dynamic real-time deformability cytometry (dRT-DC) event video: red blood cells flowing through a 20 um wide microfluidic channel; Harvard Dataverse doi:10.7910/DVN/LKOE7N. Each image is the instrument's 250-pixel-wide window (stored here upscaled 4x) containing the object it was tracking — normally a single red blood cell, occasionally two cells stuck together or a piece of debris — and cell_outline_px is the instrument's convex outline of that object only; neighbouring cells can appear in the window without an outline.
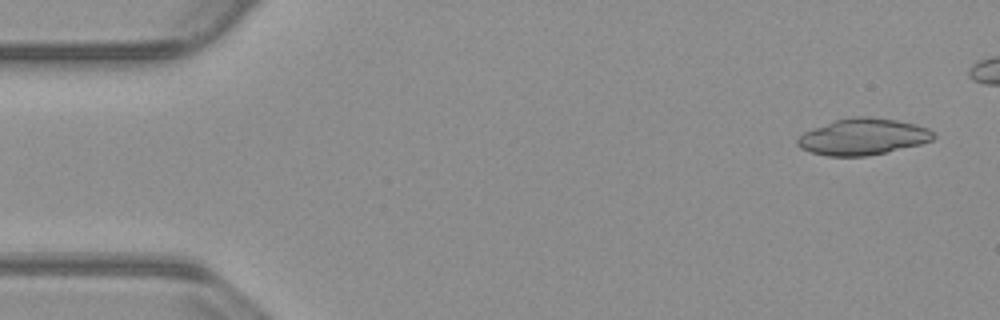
{"species": "common noctule bat (a hibernating species)", "species_latin": "Nyctalus noctula", "temperature_condition": "warm", "stored_images_in_passage": 47, "camera_frame_rate_fps": 3000, "um_per_image_px": 0.085, "animal": {"sex": "male", "body_mass_g": 23.1, "forearm_length_mm": 52.7}, "frame": {"image": 1, "passage_image": 3, "time_ms": 0.667, "image_size_px": [1000, 320], "cell_outline_px": [[936, 136], [932, 140], [920, 144], [884, 152], [864, 156], [828, 156], [812, 152], [800, 148], [796, 144], [796, 140], [804, 132], [836, 120], [852, 116], [868, 116], [896, 120], [928, 128]], "centroid_in_image_um": [73.33, 11.62], "position_along_channel_um": 11.7, "area_um2": 28.44}, "authors_computed_cell_mechanics": {"area_um2": 17.1666, "velocity_mm_per_s": 3.8191, "shape_relaxation_time_tau1_ms": 2.643, "shape_relaxation_time_tau2_ms": 3.0616, "deformation_change_tau1": 0.2746, "deformation_change_tau2": 0.1169}}